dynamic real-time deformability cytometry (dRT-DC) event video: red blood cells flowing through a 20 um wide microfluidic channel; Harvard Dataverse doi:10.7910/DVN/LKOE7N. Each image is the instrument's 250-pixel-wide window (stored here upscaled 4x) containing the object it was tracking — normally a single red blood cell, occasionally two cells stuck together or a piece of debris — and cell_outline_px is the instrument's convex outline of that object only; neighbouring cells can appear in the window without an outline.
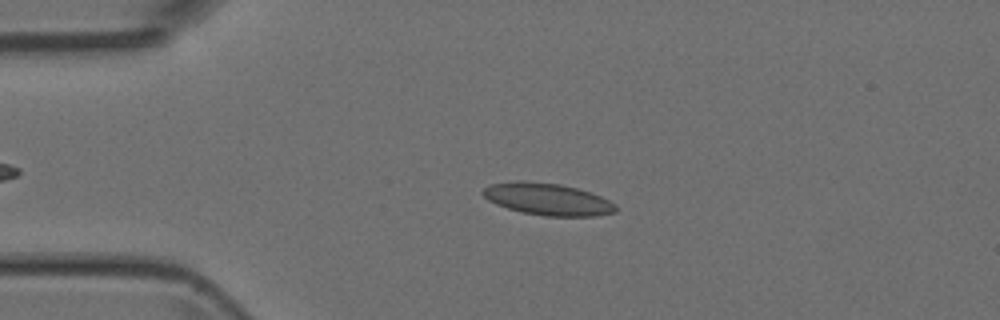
{"species": "Egyptian fruit bat (a non-hibernating species)", "species_latin": "Rousettus aegyptiacus", "temperature_condition": "room temperature", "stored_images_in_passage": 40, "camera_frame_rate_fps": 3000, "um_per_image_px": 0.085, "animal": {"sex": "female"}, "frame": {"image": 1, "passage_image": 7, "time_ms": 2.0, "image_size_px": [1000, 320], "cell_outline_px": [[616, 212], [596, 216], [544, 216], [524, 212], [508, 208], [496, 204], [488, 200], [480, 192], [488, 184], [516, 180], [524, 180], [560, 184], [576, 188], [600, 196], [616, 204]], "centroid_in_image_um": [46.51, 16.92], "position_along_channel_um": 38.5, "area_um2": 24.8}}
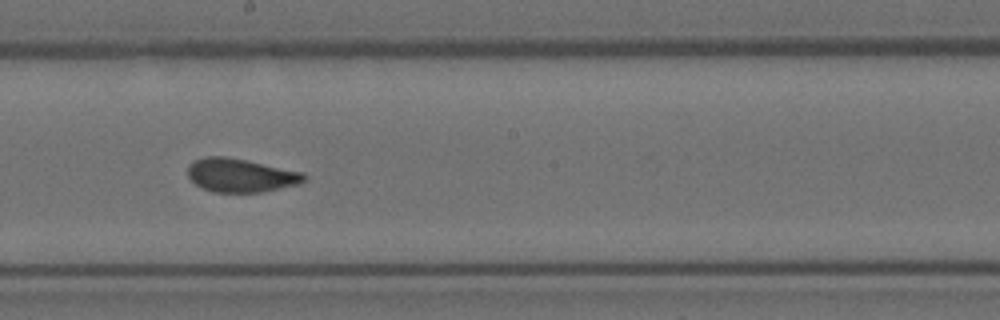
{"frame": {"image": 2, "passage_image": 23, "time_ms": 7.333, "image_size_px": [1000, 320], "cell_outline_px": [[308, 176], [300, 184], [260, 192], [212, 192], [196, 184], [188, 176], [188, 164], [196, 160], [208, 156], [224, 156], [304, 172]], "centroid_in_image_um": [20.47, 14.9], "position_along_channel_um": 227.7, "area_um2": 22.54}}
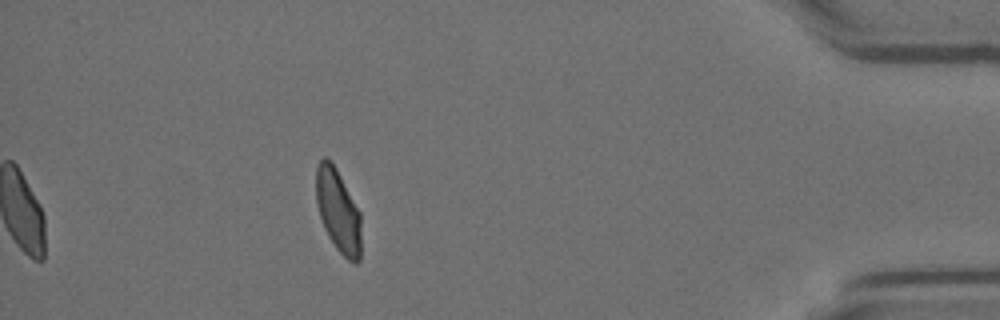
{"frame": {"image": 3, "passage_image": 40, "time_ms": 13.0, "image_size_px": [1000, 320], "cell_outline_px": [[360, 260], [356, 264], [348, 260], [336, 248], [328, 236], [324, 228], [316, 204], [316, 164], [324, 156], [336, 168], [360, 212]], "centroid_in_image_um": [28.72, 17.93], "position_along_channel_um": 406.5, "area_um2": 21.68}}